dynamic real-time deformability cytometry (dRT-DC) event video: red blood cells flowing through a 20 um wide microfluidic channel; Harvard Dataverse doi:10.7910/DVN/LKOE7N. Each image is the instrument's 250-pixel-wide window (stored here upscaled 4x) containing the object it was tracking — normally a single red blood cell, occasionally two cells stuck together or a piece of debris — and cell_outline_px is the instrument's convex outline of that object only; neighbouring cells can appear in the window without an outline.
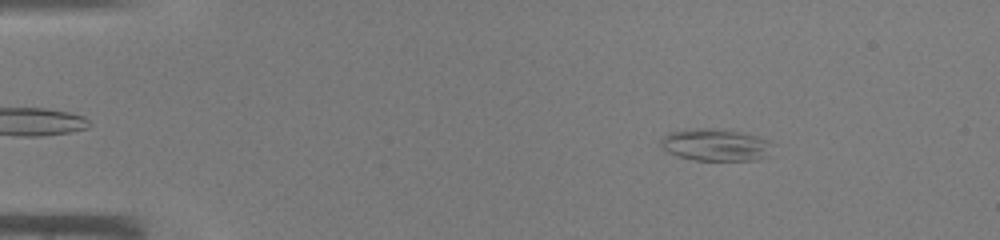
{"species": "common noctule bat (a hibernating species)", "species_latin": "Nyctalus noctula", "temperature_condition": "warm", "stored_images_in_passage": 44, "camera_frame_rate_fps": 3000, "um_per_image_px": 0.085, "animal": {"sex": "male", "body_mass_g": 19.0, "forearm_length_mm": 50.8}, "frame": {"image": 1, "passage_image": 6, "time_ms": 1.667, "image_size_px": [1000, 240], "cell_outline_px": [[772, 156], [756, 160], [696, 160], [676, 156], [668, 152], [660, 144], [660, 140], [668, 132], [696, 128], [708, 128], [736, 132], [756, 136], [768, 140]], "centroid_in_image_um": [60.81, 12.33], "position_along_channel_um": 24.2, "area_um2": 20.75}}
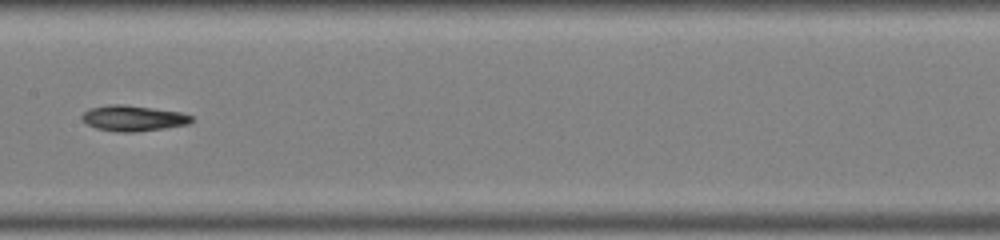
{"frame": {"image": 2, "passage_image": 23, "time_ms": 7.333, "image_size_px": [1000, 240], "cell_outline_px": [[192, 120], [188, 124], [164, 128], [132, 132], [116, 132], [96, 128], [88, 124], [80, 116], [88, 108], [108, 104], [124, 104], [180, 112], [192, 116]], "centroid_in_image_um": [11.28, 10.04], "position_along_channel_um": 196.1, "area_um2": 16.3}}
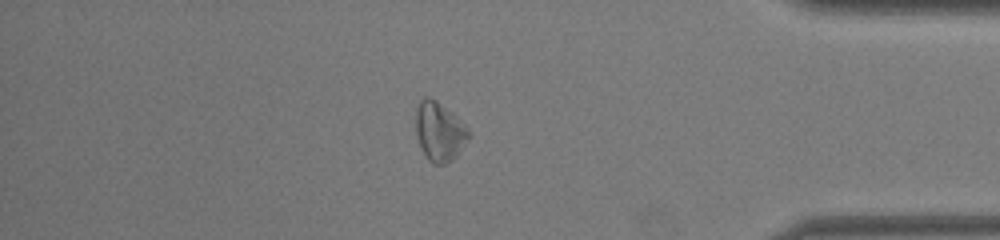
{"frame": {"image": 3, "passage_image": 38, "time_ms": 12.333, "image_size_px": [1000, 240], "cell_outline_px": [[468, 140], [456, 156], [452, 160], [444, 164], [432, 164], [428, 160], [420, 144], [416, 132], [416, 108], [420, 100], [424, 96], [428, 96], [436, 100], [452, 112], [468, 128]], "centroid_in_image_um": [37.34, 11.17], "position_along_channel_um": 397.9, "area_um2": 18.03}}